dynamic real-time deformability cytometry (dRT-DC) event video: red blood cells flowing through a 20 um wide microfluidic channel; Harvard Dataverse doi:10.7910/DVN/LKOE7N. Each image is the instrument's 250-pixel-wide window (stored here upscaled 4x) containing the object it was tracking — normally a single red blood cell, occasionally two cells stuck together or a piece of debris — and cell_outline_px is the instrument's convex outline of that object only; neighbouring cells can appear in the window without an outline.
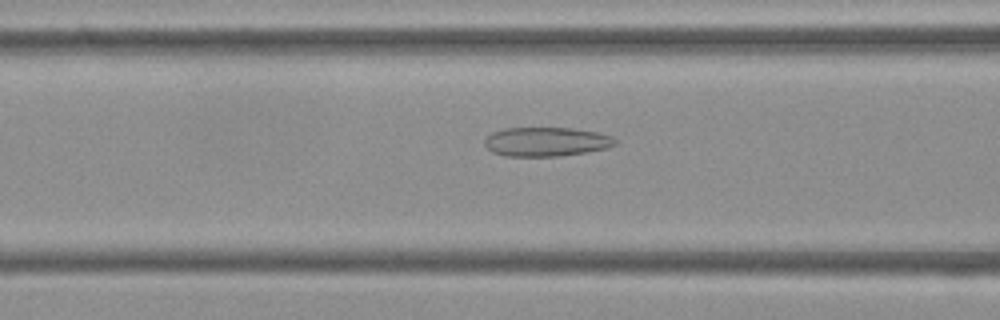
{"species": "Egyptian fruit bat (a non-hibernating species)", "species_latin": "Rousettus aegyptiacus", "temperature_condition": "cold", "stored_images_in_passage": 44, "camera_frame_rate_fps": 3000, "um_per_image_px": 0.085, "frame": {"image": 1, "passage_image": 12, "time_ms": 3.667, "image_size_px": [1000, 320], "cell_outline_px": [[620, 140], [616, 144], [608, 148], [560, 156], [504, 156], [492, 152], [484, 144], [484, 140], [492, 132], [504, 128], [572, 128], [596, 132], [612, 136]], "centroid_in_image_um": [46.45, 12.04], "position_along_channel_um": 120.2, "area_um2": 22.25}}
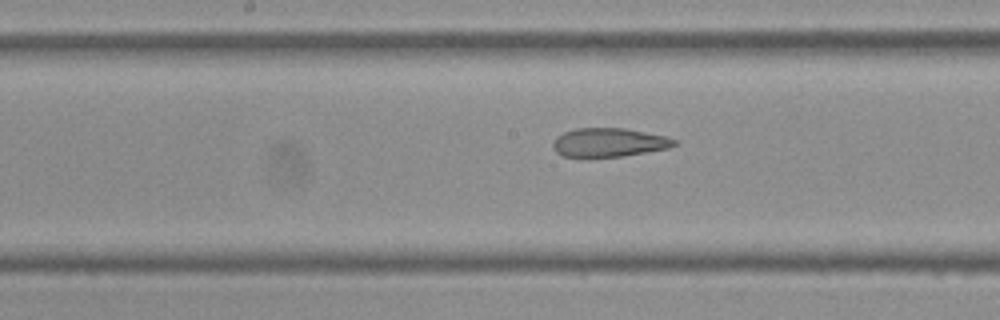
{"frame": {"image": 2, "passage_image": 18, "time_ms": 5.667, "image_size_px": [1000, 320], "cell_outline_px": [[680, 144], [668, 148], [624, 156], [564, 156], [556, 152], [552, 148], [552, 140], [556, 136], [564, 132], [576, 128], [624, 128], [664, 136], [680, 140]], "centroid_in_image_um": [51.77, 12.1], "position_along_channel_um": 196.4, "area_um2": 20.35}}
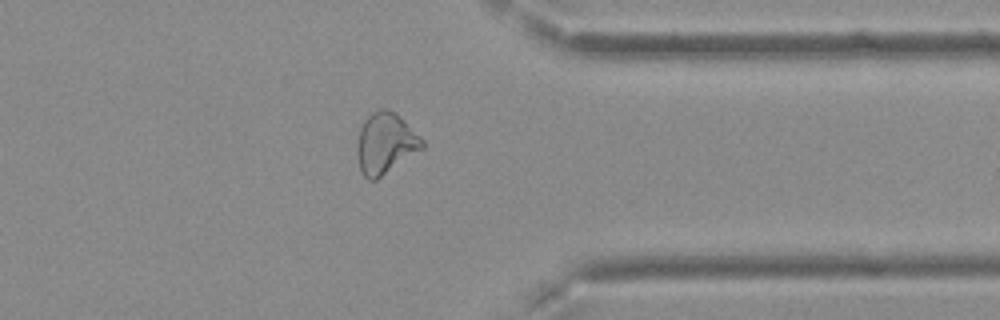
{"frame": {"image": 3, "passage_image": 33, "time_ms": 10.667, "image_size_px": [1000, 320], "cell_outline_px": [[424, 148], [376, 180], [368, 180], [364, 176], [360, 168], [356, 152], [356, 148], [360, 128], [364, 120], [372, 112], [380, 108], [384, 108], [396, 112], [424, 140]], "centroid_in_image_um": [32.76, 12.18], "position_along_channel_um": 378.6, "area_um2": 23.24}, "authors_computed_cell_mechanics": {"area_um2": 22.6287, "velocity_mm_per_s": 3.7991, "shape_relaxation_time_tau1_ms": null, "shape_relaxation_time_tau2_ms": 2.5641, "deformation_change_tau1": null, "deformation_change_tau2": 0.0994}}